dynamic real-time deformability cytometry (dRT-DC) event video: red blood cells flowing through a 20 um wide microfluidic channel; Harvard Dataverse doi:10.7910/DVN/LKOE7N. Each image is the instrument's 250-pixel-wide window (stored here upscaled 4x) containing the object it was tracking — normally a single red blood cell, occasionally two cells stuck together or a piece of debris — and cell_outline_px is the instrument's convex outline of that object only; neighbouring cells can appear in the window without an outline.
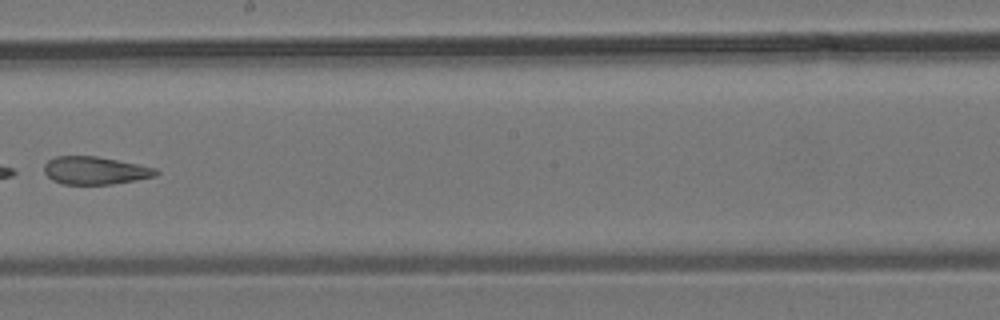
{"species": "common noctule bat (a hibernating species)", "species_latin": "Nyctalus noctula", "temperature_condition": "room temperature", "stored_images_in_passage": 9, "camera_frame_rate_fps": 3000, "um_per_image_px": 0.085, "animal": {"sex": "male", "body_mass_g": 19.2, "forearm_length_mm": 51.8}, "frame": {"image": 1, "passage_image": 8, "time_ms": 8.333, "image_size_px": [1000, 320], "cell_outline_px": [[160, 172], [156, 176], [136, 180], [112, 184], [64, 184], [52, 180], [44, 172], [44, 164], [48, 160], [56, 156], [96, 156], [156, 168]], "centroid_in_image_um": [8.07, 14.49], "position_along_channel_um": 240.1, "area_um2": 18.03}}
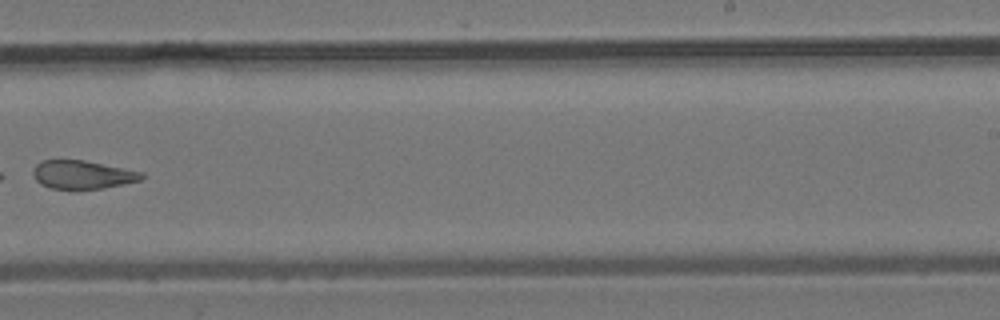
{"frame": {"image": 2, "passage_image": 9, "time_ms": 9.333, "image_size_px": [1000, 320], "cell_outline_px": [[148, 176], [140, 180], [100, 188], [52, 188], [40, 184], [32, 176], [32, 168], [40, 160], [84, 160], [144, 172]], "centroid_in_image_um": [6.99, 14.82], "position_along_channel_um": 282.0, "area_um2": 17.86}}